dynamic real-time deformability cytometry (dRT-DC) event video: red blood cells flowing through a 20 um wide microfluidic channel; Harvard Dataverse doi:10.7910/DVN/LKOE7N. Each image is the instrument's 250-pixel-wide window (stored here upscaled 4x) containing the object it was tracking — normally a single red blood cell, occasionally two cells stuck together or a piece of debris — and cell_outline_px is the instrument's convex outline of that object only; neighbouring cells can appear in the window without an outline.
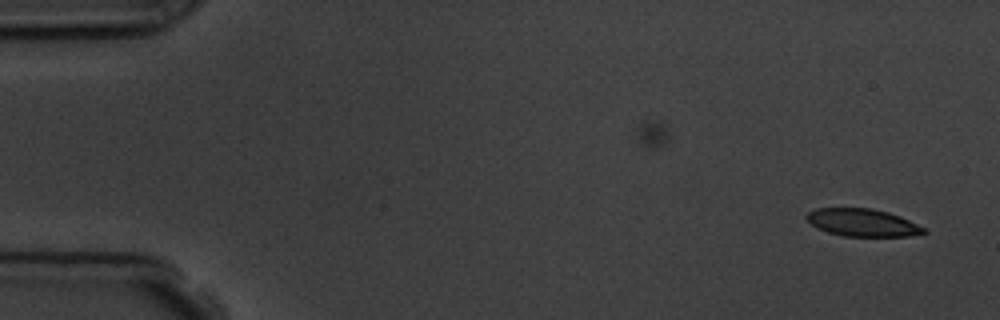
{"species": "common noctule bat (a hibernating species)", "species_latin": "Nyctalus noctula", "temperature_condition": "room temperature", "stored_images_in_passage": 3, "camera_frame_rate_fps": 3000, "um_per_image_px": 0.085, "animal": {"sex": "male", "body_mass_g": 19.5, "forearm_length_mm": 54.6}, "frame": {"image": 1, "passage_image": 3, "time_ms": 2.333, "image_size_px": [1000, 320], "cell_outline_px": [[928, 232], [908, 236], [844, 236], [828, 232], [816, 228], [804, 216], [808, 212], [816, 208], [872, 208], [888, 212], [900, 216], [928, 228]], "centroid_in_image_um": [73.34, 18.92], "position_along_channel_um": 11.7, "area_um2": 18.96}}